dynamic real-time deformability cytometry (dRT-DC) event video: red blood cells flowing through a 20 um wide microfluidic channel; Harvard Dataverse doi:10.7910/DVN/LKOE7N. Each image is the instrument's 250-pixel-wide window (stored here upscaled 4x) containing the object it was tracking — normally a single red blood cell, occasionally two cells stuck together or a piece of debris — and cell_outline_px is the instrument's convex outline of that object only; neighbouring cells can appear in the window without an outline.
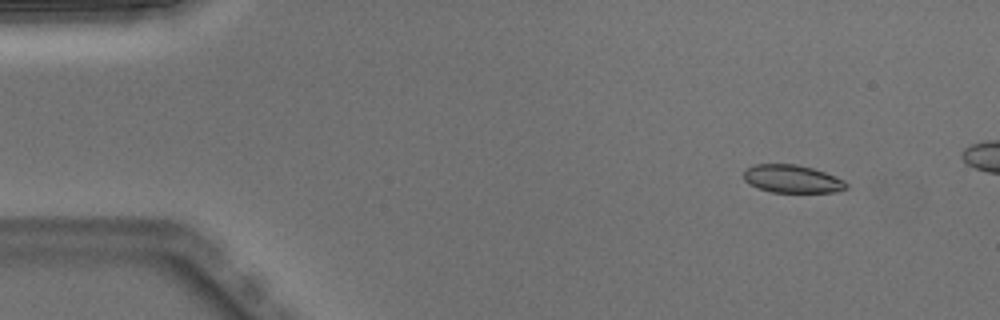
{"species": "Egyptian fruit bat (a non-hibernating species)", "species_latin": "Rousettus aegyptiacus", "temperature_condition": "warm", "stored_images_in_passage": 4, "camera_frame_rate_fps": 3000, "um_per_image_px": 0.085, "animal": {"sex": "male"}, "frame": {"image": 1, "passage_image": 2, "time_ms": 0.333, "image_size_px": [1000, 320], "cell_outline_px": [[848, 188], [836, 192], [772, 192], [748, 184], [744, 180], [744, 168], [752, 164], [796, 164], [812, 168], [824, 172], [844, 180], [848, 184]], "centroid_in_image_um": [67.31, 15.2], "position_along_channel_um": 17.7, "area_um2": 16.76}}